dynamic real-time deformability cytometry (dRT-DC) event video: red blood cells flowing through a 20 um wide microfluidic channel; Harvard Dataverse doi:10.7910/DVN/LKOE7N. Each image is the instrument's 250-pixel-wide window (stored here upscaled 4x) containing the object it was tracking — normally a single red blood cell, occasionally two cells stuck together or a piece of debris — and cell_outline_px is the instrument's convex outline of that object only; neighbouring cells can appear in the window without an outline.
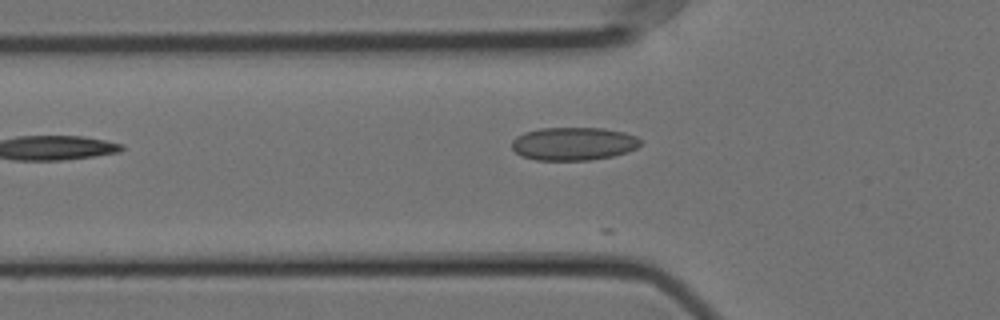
{"species": "Egyptian fruit bat (a non-hibernating species)", "species_latin": "Rousettus aegyptiacus", "temperature_condition": "cold", "stored_images_in_passage": 25, "camera_frame_rate_fps": 3000, "um_per_image_px": 0.085, "animal": {"sex": "female"}, "frame": {"image": 1, "passage_image": 3, "time_ms": 0.667, "image_size_px": [1000, 320], "cell_outline_px": [[640, 144], [636, 148], [628, 152], [612, 156], [588, 160], [536, 160], [520, 156], [512, 148], [512, 140], [516, 136], [524, 132], [540, 128], [604, 128], [624, 132], [636, 136], [640, 140]], "centroid_in_image_um": [48.73, 12.21], "position_along_channel_um": 77.1, "area_um2": 24.91}}
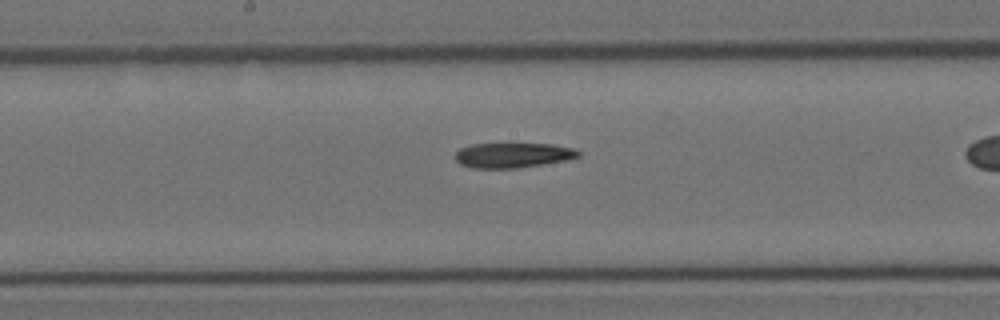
{"frame": {"image": 2, "passage_image": 10, "time_ms": 3.0, "image_size_px": [1000, 320], "cell_outline_px": [[580, 156], [568, 160], [516, 168], [472, 168], [460, 164], [456, 160], [456, 152], [460, 148], [472, 144], [552, 144], [572, 148], [580, 152]], "centroid_in_image_um": [43.59, 13.19], "position_along_channel_um": 204.6, "area_um2": 17.8}}
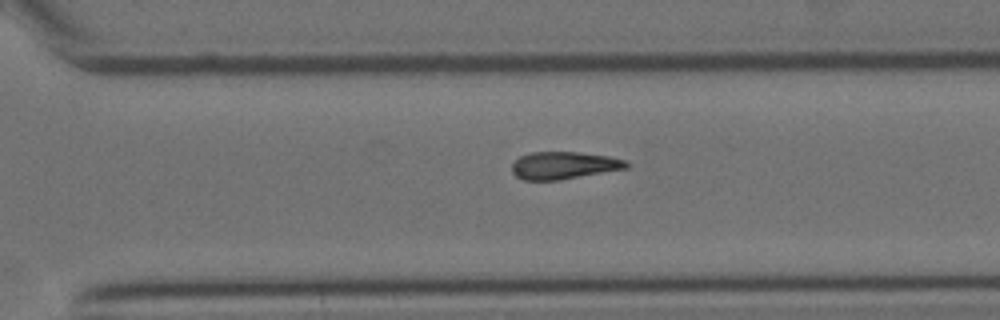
{"frame": {"image": 3, "passage_image": 20, "time_ms": 6.333, "image_size_px": [1000, 320], "cell_outline_px": [[628, 168], [560, 180], [524, 180], [516, 176], [512, 172], [512, 164], [520, 156], [532, 152], [580, 152], [608, 156], [624, 160], [628, 164]], "centroid_in_image_um": [47.91, 14.06], "position_along_channel_um": 322.7, "area_um2": 18.21}}